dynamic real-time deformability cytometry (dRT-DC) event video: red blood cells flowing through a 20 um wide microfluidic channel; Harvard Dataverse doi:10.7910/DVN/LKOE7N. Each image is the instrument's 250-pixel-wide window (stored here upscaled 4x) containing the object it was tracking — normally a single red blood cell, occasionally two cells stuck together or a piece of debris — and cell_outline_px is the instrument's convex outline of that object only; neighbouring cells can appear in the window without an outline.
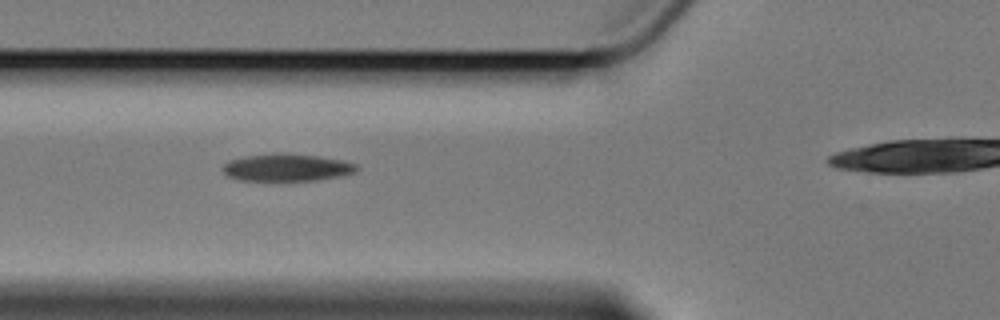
{"species": "Egyptian fruit bat (a non-hibernating species)", "species_latin": "Rousettus aegyptiacus", "temperature_condition": "cold", "stored_images_in_passage": 5, "camera_frame_rate_fps": 3000, "um_per_image_px": 0.085, "animal": {"sex": "female"}, "frame": {"image": 1, "passage_image": 4, "time_ms": 3.667, "image_size_px": [1000, 320], "cell_outline_px": [[360, 168], [356, 172], [340, 176], [316, 180], [240, 180], [228, 176], [220, 168], [228, 160], [244, 156], [272, 152], [280, 152], [316, 156], [340, 160], [356, 164]], "centroid_in_image_um": [24.34, 14.22], "position_along_channel_um": 101.5, "area_um2": 21.44}}
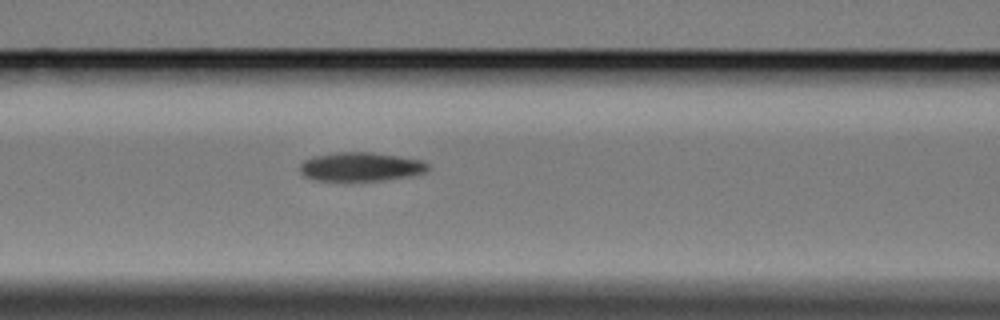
{"frame": {"image": 2, "passage_image": 5, "time_ms": 4.667, "image_size_px": [1000, 320], "cell_outline_px": [[428, 168], [424, 172], [408, 176], [384, 180], [344, 184], [316, 180], [304, 176], [300, 172], [300, 164], [304, 160], [316, 156], [336, 152], [372, 152], [420, 160], [428, 164]], "centroid_in_image_um": [30.58, 14.22], "position_along_channel_um": 136.0, "area_um2": 22.14}}